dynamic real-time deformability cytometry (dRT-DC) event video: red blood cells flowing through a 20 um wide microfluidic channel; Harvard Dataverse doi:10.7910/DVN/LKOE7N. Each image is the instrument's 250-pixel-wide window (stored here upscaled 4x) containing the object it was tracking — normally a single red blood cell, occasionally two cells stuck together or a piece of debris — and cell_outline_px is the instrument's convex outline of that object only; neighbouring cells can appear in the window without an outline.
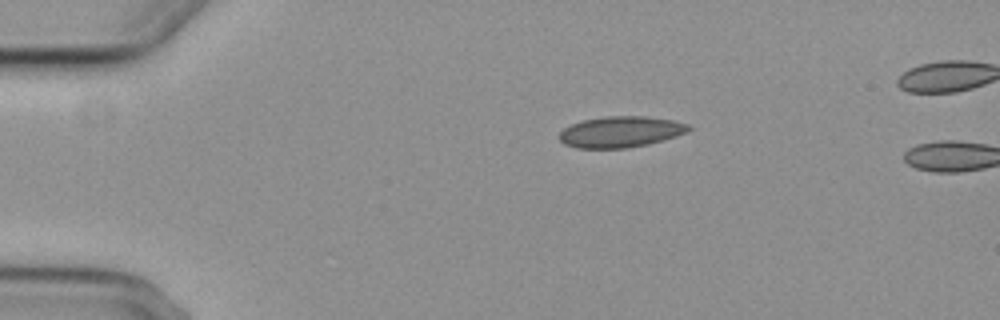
{"species": "common noctule bat (a hibernating species)", "species_latin": "Nyctalus noctula", "temperature_condition": "cold", "stored_images_in_passage": 2, "camera_frame_rate_fps": 3000, "um_per_image_px": 0.085, "animal": {"sex": "female", "body_mass_g": 29.2, "forearm_length_mm": 56.3}, "frame": {"image": 1, "passage_image": 1, "time_ms": 0.0, "image_size_px": [1000, 320], "cell_outline_px": [[692, 128], [688, 132], [664, 140], [648, 144], [628, 148], [576, 148], [564, 144], [556, 136], [564, 128], [572, 124], [584, 120], [604, 116], [644, 116], [672, 120], [688, 124]], "centroid_in_image_um": [52.74, 11.21], "position_along_channel_um": 32.3, "area_um2": 23.52}}